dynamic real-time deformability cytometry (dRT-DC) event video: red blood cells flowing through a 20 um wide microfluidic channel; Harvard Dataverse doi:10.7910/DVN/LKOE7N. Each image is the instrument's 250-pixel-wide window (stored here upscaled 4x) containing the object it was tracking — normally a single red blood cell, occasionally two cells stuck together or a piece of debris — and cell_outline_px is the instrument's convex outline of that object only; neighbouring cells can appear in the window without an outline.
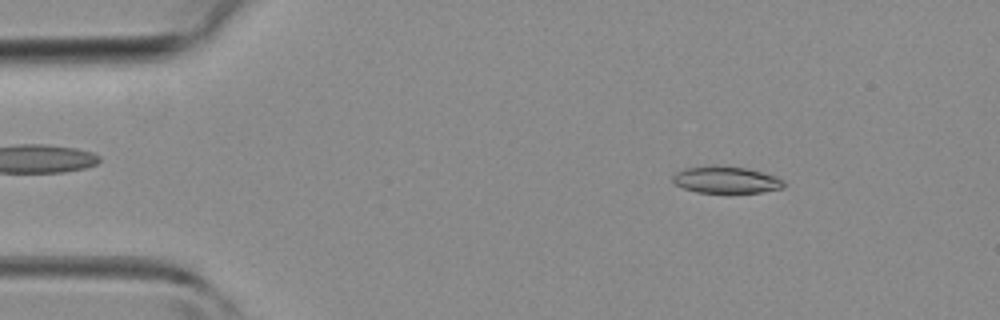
{"species": "common noctule bat (a hibernating species)", "species_latin": "Nyctalus noctula", "temperature_condition": "room temperature", "stored_images_in_passage": 42, "camera_frame_rate_fps": 3000, "um_per_image_px": 0.085, "animal": {"sex": "female", "body_mass_g": 19.3, "forearm_length_mm": 54.1}, "frame": {"image": 1, "passage_image": 5, "time_ms": 1.333, "image_size_px": [1000, 320], "cell_outline_px": [[784, 188], [760, 192], [696, 192], [684, 188], [676, 184], [672, 180], [672, 176], [676, 172], [684, 168], [712, 164], [748, 168], [776, 176], [784, 180]], "centroid_in_image_um": [61.71, 15.26], "position_along_channel_um": 23.3, "area_um2": 17.51}}
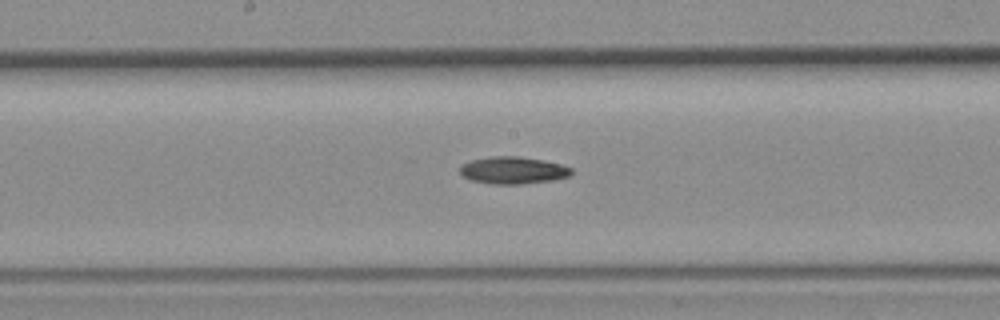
{"frame": {"image": 2, "passage_image": 21, "time_ms": 6.667, "image_size_px": [1000, 320], "cell_outline_px": [[572, 172], [568, 176], [552, 180], [520, 184], [492, 184], [472, 180], [464, 176], [460, 172], [460, 164], [472, 160], [492, 156], [516, 156], [544, 160], [560, 164], [572, 168]], "centroid_in_image_um": [43.59, 14.47], "position_along_channel_um": 204.6, "area_um2": 17.51}}
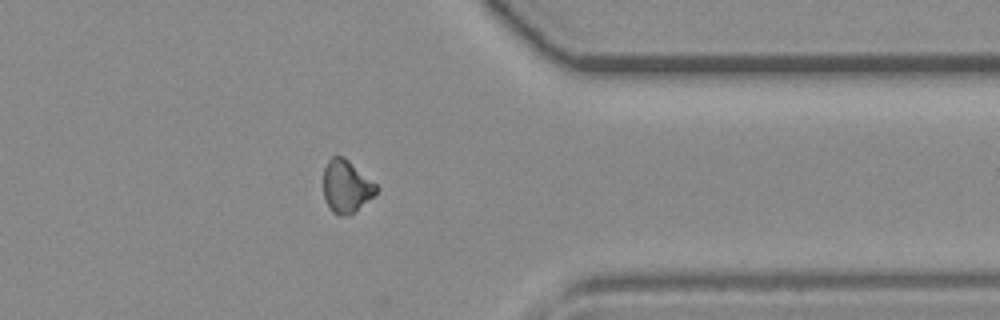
{"frame": {"image": 3, "passage_image": 33, "time_ms": 10.667, "image_size_px": [1000, 320], "cell_outline_px": [[376, 192], [372, 196], [348, 216], [336, 216], [332, 212], [324, 196], [324, 168], [328, 160], [332, 156], [344, 156], [376, 184]], "centroid_in_image_um": [29.4, 15.83], "position_along_channel_um": 382.0, "area_um2": 15.9}}